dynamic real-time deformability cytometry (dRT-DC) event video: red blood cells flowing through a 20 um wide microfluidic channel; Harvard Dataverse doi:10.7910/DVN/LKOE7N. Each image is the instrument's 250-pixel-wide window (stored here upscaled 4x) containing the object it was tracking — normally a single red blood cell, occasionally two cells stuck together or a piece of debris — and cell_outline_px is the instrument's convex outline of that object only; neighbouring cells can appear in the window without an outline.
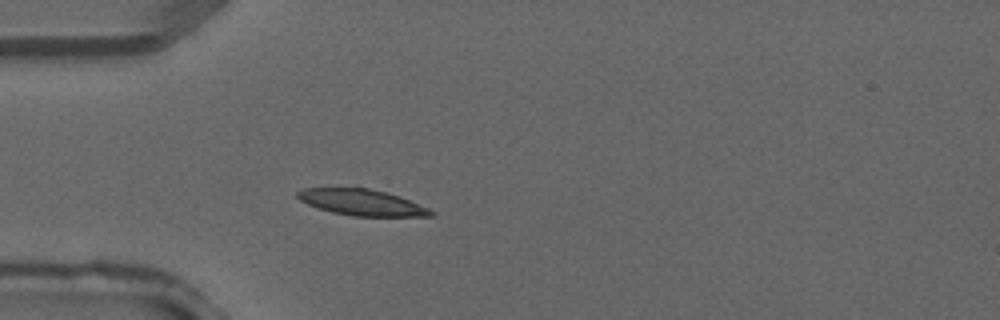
{"species": "common noctule bat (a hibernating species)", "species_latin": "Nyctalus noctula", "temperature_condition": "warm", "stored_images_in_passage": 1, "camera_frame_rate_fps": 3000, "um_per_image_px": 0.085, "animal": {"sex": "male", "forearm_length_mm": 52.5}, "frame": {"image": 1, "passage_image": 1, "time_ms": 0.0, "image_size_px": [1000, 320], "cell_outline_px": [[436, 216], [352, 216], [332, 212], [308, 204], [300, 200], [296, 196], [296, 192], [304, 188], [368, 188], [388, 192], [400, 196], [428, 208], [436, 212]], "centroid_in_image_um": [30.79, 17.2], "position_along_channel_um": 54.2, "area_um2": 20.29}}